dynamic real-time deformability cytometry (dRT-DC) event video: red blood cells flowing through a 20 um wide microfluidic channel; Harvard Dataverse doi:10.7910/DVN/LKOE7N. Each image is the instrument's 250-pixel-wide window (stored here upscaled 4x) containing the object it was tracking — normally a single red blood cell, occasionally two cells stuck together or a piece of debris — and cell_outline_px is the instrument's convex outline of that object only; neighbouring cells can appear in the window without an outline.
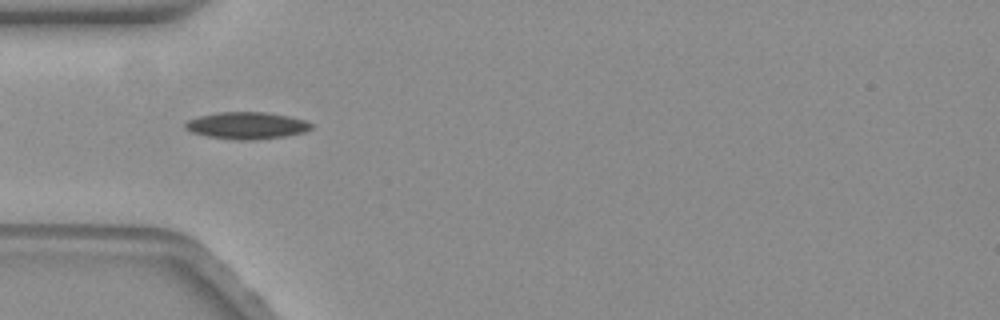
{"species": "common noctule bat (a hibernating species)", "species_latin": "Nyctalus noctula", "temperature_condition": "warm", "stored_images_in_passage": 9, "camera_frame_rate_fps": 3000, "um_per_image_px": 0.085, "animal": {"sex": "female", "body_mass_g": 19.3, "forearm_length_mm": 54.1}, "frame": {"image": 1, "passage_image": 3, "time_ms": 0.667, "image_size_px": [1000, 320], "cell_outline_px": [[312, 128], [304, 132], [284, 136], [256, 140], [236, 140], [208, 136], [192, 132], [184, 128], [184, 124], [188, 120], [200, 116], [220, 112], [264, 112], [288, 116], [304, 120], [312, 124]], "centroid_in_image_um": [20.96, 10.67], "position_along_channel_um": 64.0, "area_um2": 19.65}}
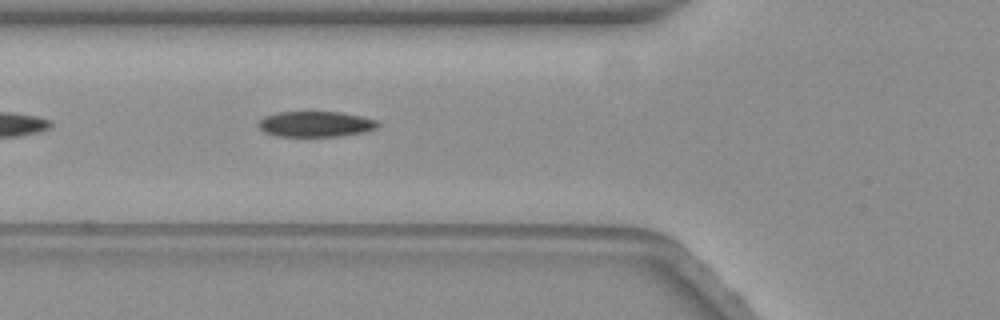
{"frame": {"image": 2, "passage_image": 6, "time_ms": 1.667, "image_size_px": [1000, 320], "cell_outline_px": [[380, 124], [376, 128], [364, 132], [340, 136], [276, 136], [264, 132], [260, 128], [260, 120], [264, 116], [280, 112], [340, 112], [360, 116], [376, 120]], "centroid_in_image_um": [26.84, 10.55], "position_along_channel_um": 99.0, "area_um2": 17.63}}